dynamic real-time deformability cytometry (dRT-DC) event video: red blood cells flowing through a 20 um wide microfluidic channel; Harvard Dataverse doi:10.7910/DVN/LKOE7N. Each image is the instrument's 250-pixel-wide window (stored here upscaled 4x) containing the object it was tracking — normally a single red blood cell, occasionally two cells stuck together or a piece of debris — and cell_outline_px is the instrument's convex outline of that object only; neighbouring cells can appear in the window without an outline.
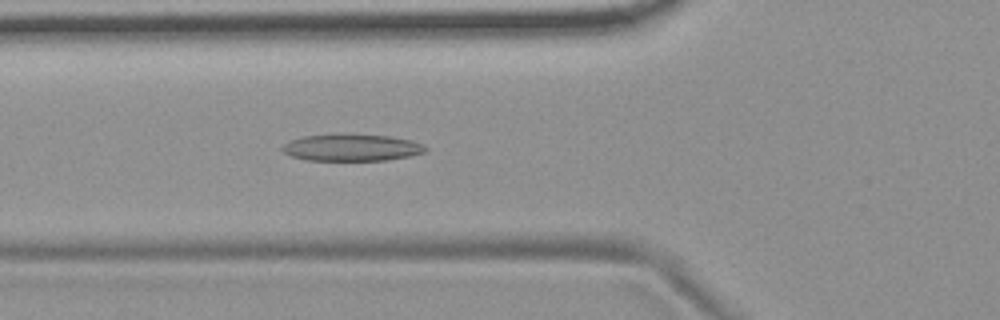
{"species": "common noctule bat (a hibernating species)", "species_latin": "Nyctalus noctula", "temperature_condition": "room temperature", "stored_images_in_passage": 53, "camera_frame_rate_fps": 3000, "um_per_image_px": 0.085, "animal": {"sex": "female", "body_mass_g": 19.9}, "frame": {"image": 1, "passage_image": 19, "time_ms": 6.0, "image_size_px": [1000, 320], "cell_outline_px": [[428, 152], [388, 160], [304, 160], [292, 156], [284, 152], [280, 148], [284, 144], [292, 140], [304, 136], [388, 136], [412, 140], [424, 144], [428, 148]], "centroid_in_image_um": [29.96, 12.58], "position_along_channel_um": 95.8, "area_um2": 21.73}}
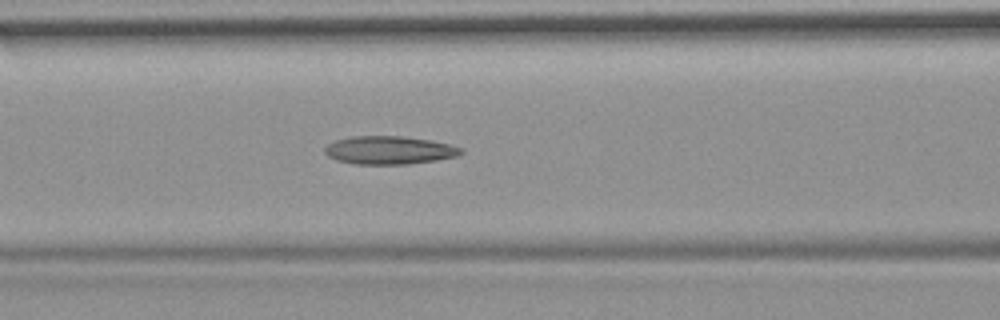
{"frame": {"image": 2, "passage_image": 22, "time_ms": 7.0, "image_size_px": [1000, 320], "cell_outline_px": [[464, 152], [456, 156], [436, 160], [408, 164], [356, 164], [336, 160], [328, 156], [324, 152], [324, 148], [328, 144], [336, 140], [348, 136], [404, 136], [428, 140], [448, 144], [464, 148]], "centroid_in_image_um": [33.07, 12.76], "position_along_channel_um": 133.5, "area_um2": 22.37}}
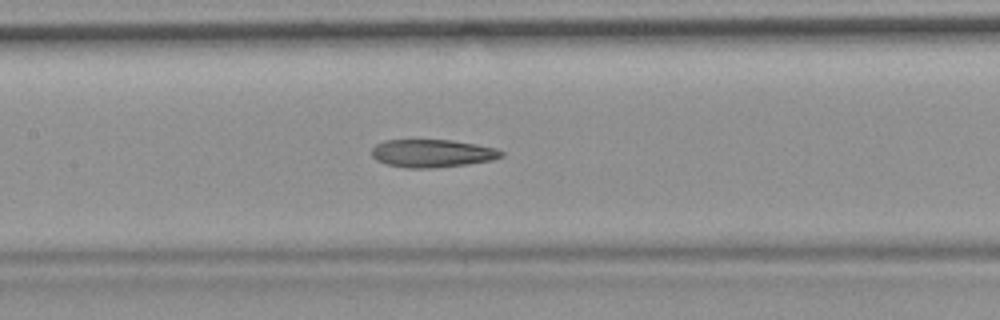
{"frame": {"image": 3, "passage_image": 25, "time_ms": 8.0, "image_size_px": [1000, 320], "cell_outline_px": [[504, 156], [492, 160], [464, 164], [432, 168], [404, 168], [384, 164], [376, 160], [372, 156], [372, 148], [376, 144], [384, 140], [452, 140], [476, 144], [496, 148], [504, 152]], "centroid_in_image_um": [36.71, 13.03], "position_along_channel_um": 170.7, "area_um2": 21.15}, "authors_computed_cell_mechanics": {"area_um2": 22.3686, "velocity_mm_per_s": 3.7123, "shape_relaxation_time_tau1_ms": null, "shape_relaxation_time_tau2_ms": 2.6184, "deformation_change_tau1": null, "deformation_change_tau2": 0.1164}}